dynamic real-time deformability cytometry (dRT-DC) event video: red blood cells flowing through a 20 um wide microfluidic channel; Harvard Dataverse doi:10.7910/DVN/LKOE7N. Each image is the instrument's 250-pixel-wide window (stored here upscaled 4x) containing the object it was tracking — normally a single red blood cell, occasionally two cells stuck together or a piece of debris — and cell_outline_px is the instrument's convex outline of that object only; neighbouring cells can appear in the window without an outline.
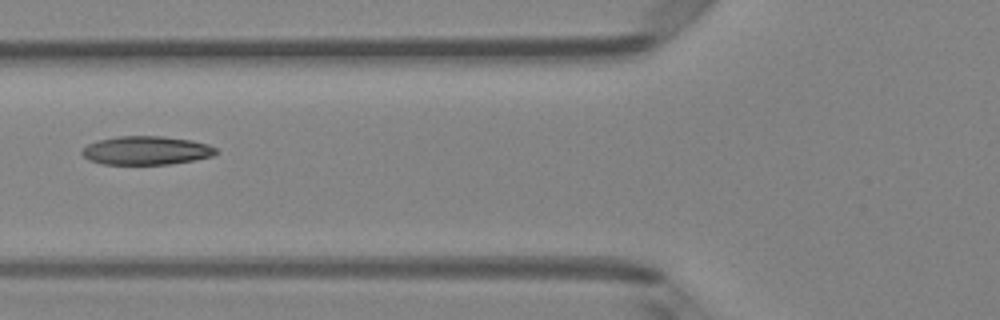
{"species": "Egyptian fruit bat (a non-hibernating species)", "species_latin": "Rousettus aegyptiacus", "temperature_condition": "room temperature", "stored_images_in_passage": 5, "camera_frame_rate_fps": 3000, "um_per_image_px": 0.085, "animal": {"sex": "female"}, "frame": {"image": 1, "passage_image": 5, "time_ms": 1.333, "image_size_px": [1000, 320], "cell_outline_px": [[216, 152], [212, 156], [196, 160], [168, 164], [100, 164], [88, 160], [80, 152], [88, 144], [96, 140], [116, 136], [160, 136], [192, 140], [208, 144], [216, 148]], "centroid_in_image_um": [12.4, 12.79], "position_along_channel_um": 113.4, "area_um2": 22.43}}